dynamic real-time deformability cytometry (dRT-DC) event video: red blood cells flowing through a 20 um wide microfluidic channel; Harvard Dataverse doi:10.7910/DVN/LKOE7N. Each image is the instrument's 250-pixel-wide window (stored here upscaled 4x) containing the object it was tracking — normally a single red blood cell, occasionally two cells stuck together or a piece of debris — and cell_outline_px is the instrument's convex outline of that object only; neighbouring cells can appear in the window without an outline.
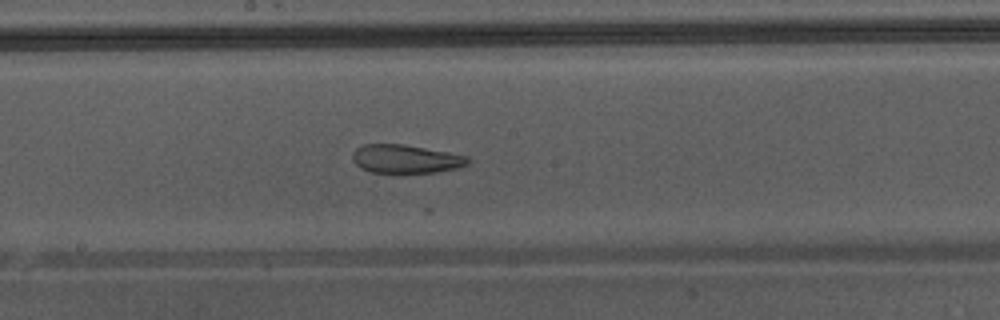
{"species": "Egyptian fruit bat (a non-hibernating species)", "species_latin": "Rousettus aegyptiacus", "temperature_condition": "warm", "stored_images_in_passage": 50, "camera_frame_rate_fps": 3000, "um_per_image_px": 0.085, "animal": {"sex": "male"}, "frame": {"image": 1, "passage_image": 28, "time_ms": 9.0, "image_size_px": [1000, 320], "cell_outline_px": [[468, 164], [456, 168], [436, 172], [372, 172], [360, 168], [352, 160], [352, 152], [356, 148], [364, 144], [404, 144], [448, 152], [468, 156]], "centroid_in_image_um": [34.45, 13.5], "position_along_channel_um": 213.8, "area_um2": 19.02}, "authors_computed_cell_mechanics": {"area_um2": 28.2353, "velocity_mm_per_s": 4.3529, "shape_relaxation_time_tau1_ms": null, "shape_relaxation_time_tau2_ms": 1.2737, "deformation_change_tau1": null, "deformation_change_tau2": 0.0816}}